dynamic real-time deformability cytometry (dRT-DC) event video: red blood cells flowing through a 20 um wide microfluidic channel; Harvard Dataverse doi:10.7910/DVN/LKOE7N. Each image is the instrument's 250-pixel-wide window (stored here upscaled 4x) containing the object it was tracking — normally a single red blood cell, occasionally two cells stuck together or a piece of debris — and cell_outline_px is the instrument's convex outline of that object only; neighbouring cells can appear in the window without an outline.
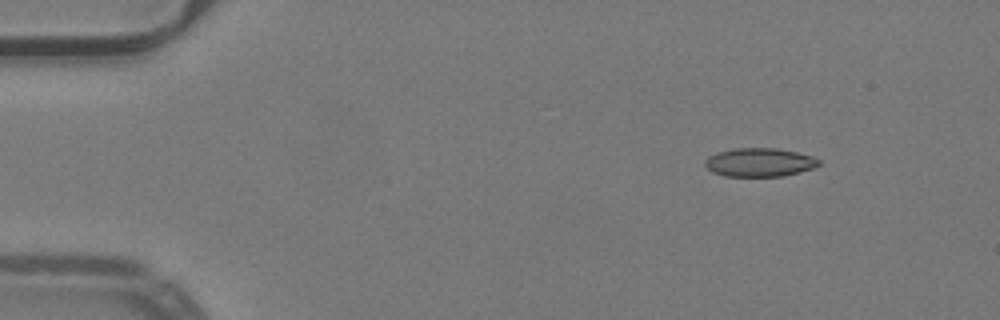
{"species": "common noctule bat (a hibernating species)", "species_latin": "Nyctalus noctula", "temperature_condition": "warm", "stored_images_in_passage": 47, "camera_frame_rate_fps": 3000, "um_per_image_px": 0.085, "animal": {"sex": "male", "body_mass_g": 19.2, "forearm_length_mm": 51.8}, "frame": {"image": 1, "passage_image": 2, "time_ms": 0.333, "image_size_px": [1000, 320], "cell_outline_px": [[820, 164], [816, 168], [784, 176], [724, 176], [712, 172], [704, 164], [704, 160], [708, 156], [716, 152], [736, 148], [776, 148], [796, 152], [812, 156], [820, 160]], "centroid_in_image_um": [64.56, 13.8], "position_along_channel_um": 20.4, "area_um2": 19.13}}
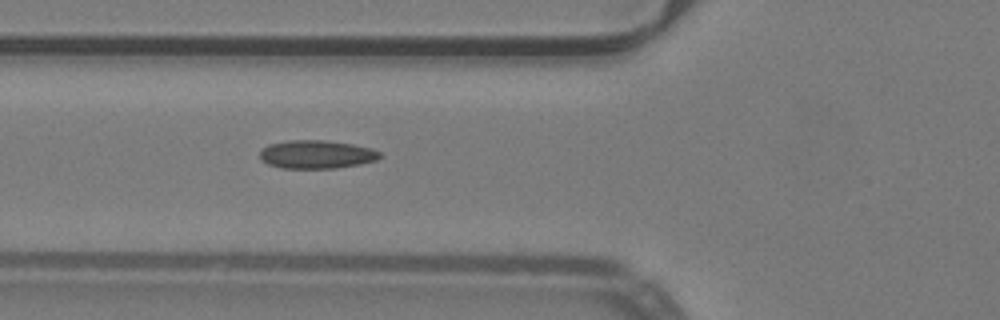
{"frame": {"image": 2, "passage_image": 15, "time_ms": 4.667, "image_size_px": [1000, 320], "cell_outline_px": [[384, 156], [376, 160], [360, 164], [336, 168], [280, 168], [268, 164], [260, 156], [260, 152], [268, 144], [288, 140], [324, 140], [352, 144], [372, 148], [380, 152]], "centroid_in_image_um": [26.94, 13.12], "position_along_channel_um": 98.9, "area_um2": 19.83}}
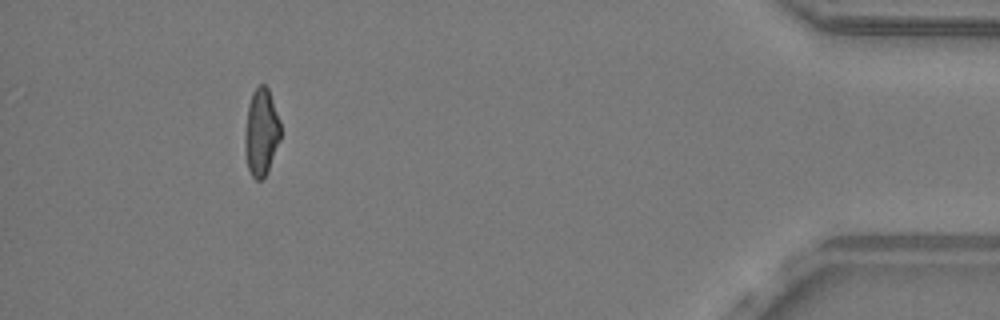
{"frame": {"image": 3, "passage_image": 43, "time_ms": 14.0, "image_size_px": [1000, 320], "cell_outline_px": [[280, 140], [268, 172], [260, 180], [256, 180], [252, 176], [248, 168], [244, 148], [244, 132], [248, 104], [252, 92], [260, 84], [264, 84], [268, 88], [280, 120]], "centroid_in_image_um": [22.2, 11.24], "position_along_channel_um": 413.0, "area_um2": 18.32}, "authors_computed_cell_mechanics": {"area_um2": 19.1318, "velocity_mm_per_s": 4.0353, "shape_relaxation_time_tau1_ms": null, "shape_relaxation_time_tau2_ms": 2.37, "deformation_change_tau1": null, "deformation_change_tau2": 0.0902}}